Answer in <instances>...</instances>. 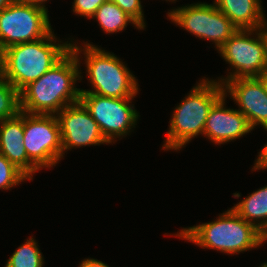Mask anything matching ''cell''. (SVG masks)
Wrapping results in <instances>:
<instances>
[{
  "label": "cell",
  "instance_id": "cell-1",
  "mask_svg": "<svg viewBox=\"0 0 267 267\" xmlns=\"http://www.w3.org/2000/svg\"><path fill=\"white\" fill-rule=\"evenodd\" d=\"M80 59L70 50L44 75L24 87L20 91L21 111L56 115L66 106L80 101L81 90L75 85L83 78Z\"/></svg>",
  "mask_w": 267,
  "mask_h": 267
},
{
  "label": "cell",
  "instance_id": "cell-2",
  "mask_svg": "<svg viewBox=\"0 0 267 267\" xmlns=\"http://www.w3.org/2000/svg\"><path fill=\"white\" fill-rule=\"evenodd\" d=\"M175 235L202 249H213L228 255L259 248L267 241L261 231L241 218L232 208L221 213L216 220L183 227Z\"/></svg>",
  "mask_w": 267,
  "mask_h": 267
},
{
  "label": "cell",
  "instance_id": "cell-3",
  "mask_svg": "<svg viewBox=\"0 0 267 267\" xmlns=\"http://www.w3.org/2000/svg\"><path fill=\"white\" fill-rule=\"evenodd\" d=\"M70 50L71 42L59 40L54 30L37 41L10 46L3 50V79L20 92L44 75Z\"/></svg>",
  "mask_w": 267,
  "mask_h": 267
},
{
  "label": "cell",
  "instance_id": "cell-4",
  "mask_svg": "<svg viewBox=\"0 0 267 267\" xmlns=\"http://www.w3.org/2000/svg\"><path fill=\"white\" fill-rule=\"evenodd\" d=\"M201 79L174 108L162 150L180 151L198 135L204 137L208 114L224 95V87L217 79Z\"/></svg>",
  "mask_w": 267,
  "mask_h": 267
},
{
  "label": "cell",
  "instance_id": "cell-5",
  "mask_svg": "<svg viewBox=\"0 0 267 267\" xmlns=\"http://www.w3.org/2000/svg\"><path fill=\"white\" fill-rule=\"evenodd\" d=\"M71 50L77 57L84 58L86 75L92 89H80V93H94L110 98H135L139 91L138 79L119 57L101 49L91 42L78 46L70 40ZM77 43V44H76ZM83 54V55H81Z\"/></svg>",
  "mask_w": 267,
  "mask_h": 267
},
{
  "label": "cell",
  "instance_id": "cell-6",
  "mask_svg": "<svg viewBox=\"0 0 267 267\" xmlns=\"http://www.w3.org/2000/svg\"><path fill=\"white\" fill-rule=\"evenodd\" d=\"M230 72L218 77L223 85L238 77H257L267 67V39L262 29H238L218 50Z\"/></svg>",
  "mask_w": 267,
  "mask_h": 267
},
{
  "label": "cell",
  "instance_id": "cell-7",
  "mask_svg": "<svg viewBox=\"0 0 267 267\" xmlns=\"http://www.w3.org/2000/svg\"><path fill=\"white\" fill-rule=\"evenodd\" d=\"M167 19L196 38L211 41L218 50L238 28L214 3L183 5L168 10Z\"/></svg>",
  "mask_w": 267,
  "mask_h": 267
},
{
  "label": "cell",
  "instance_id": "cell-8",
  "mask_svg": "<svg viewBox=\"0 0 267 267\" xmlns=\"http://www.w3.org/2000/svg\"><path fill=\"white\" fill-rule=\"evenodd\" d=\"M24 147L39 168H53L63 159L60 127L56 115L24 112Z\"/></svg>",
  "mask_w": 267,
  "mask_h": 267
},
{
  "label": "cell",
  "instance_id": "cell-9",
  "mask_svg": "<svg viewBox=\"0 0 267 267\" xmlns=\"http://www.w3.org/2000/svg\"><path fill=\"white\" fill-rule=\"evenodd\" d=\"M134 98H110L94 93H80V101L97 122L105 139L113 145L136 127L140 113Z\"/></svg>",
  "mask_w": 267,
  "mask_h": 267
},
{
  "label": "cell",
  "instance_id": "cell-10",
  "mask_svg": "<svg viewBox=\"0 0 267 267\" xmlns=\"http://www.w3.org/2000/svg\"><path fill=\"white\" fill-rule=\"evenodd\" d=\"M48 11L28 5L13 3L0 11V48L37 41L53 29Z\"/></svg>",
  "mask_w": 267,
  "mask_h": 267
},
{
  "label": "cell",
  "instance_id": "cell-11",
  "mask_svg": "<svg viewBox=\"0 0 267 267\" xmlns=\"http://www.w3.org/2000/svg\"><path fill=\"white\" fill-rule=\"evenodd\" d=\"M56 117L60 127L63 157L65 152L74 148L110 144L81 101L66 106Z\"/></svg>",
  "mask_w": 267,
  "mask_h": 267
},
{
  "label": "cell",
  "instance_id": "cell-12",
  "mask_svg": "<svg viewBox=\"0 0 267 267\" xmlns=\"http://www.w3.org/2000/svg\"><path fill=\"white\" fill-rule=\"evenodd\" d=\"M224 94L234 100L250 127H267V93L257 77H238L223 84Z\"/></svg>",
  "mask_w": 267,
  "mask_h": 267
},
{
  "label": "cell",
  "instance_id": "cell-13",
  "mask_svg": "<svg viewBox=\"0 0 267 267\" xmlns=\"http://www.w3.org/2000/svg\"><path fill=\"white\" fill-rule=\"evenodd\" d=\"M225 94L213 105L208 114L204 136L215 145H221L253 131L247 118L238 110L226 107Z\"/></svg>",
  "mask_w": 267,
  "mask_h": 267
},
{
  "label": "cell",
  "instance_id": "cell-14",
  "mask_svg": "<svg viewBox=\"0 0 267 267\" xmlns=\"http://www.w3.org/2000/svg\"><path fill=\"white\" fill-rule=\"evenodd\" d=\"M23 138L24 112L0 122V154L33 180L40 169L28 158Z\"/></svg>",
  "mask_w": 267,
  "mask_h": 267
},
{
  "label": "cell",
  "instance_id": "cell-15",
  "mask_svg": "<svg viewBox=\"0 0 267 267\" xmlns=\"http://www.w3.org/2000/svg\"><path fill=\"white\" fill-rule=\"evenodd\" d=\"M216 7L238 29H259L265 23L262 0H214Z\"/></svg>",
  "mask_w": 267,
  "mask_h": 267
},
{
  "label": "cell",
  "instance_id": "cell-16",
  "mask_svg": "<svg viewBox=\"0 0 267 267\" xmlns=\"http://www.w3.org/2000/svg\"><path fill=\"white\" fill-rule=\"evenodd\" d=\"M232 209L267 237V186L249 193Z\"/></svg>",
  "mask_w": 267,
  "mask_h": 267
},
{
  "label": "cell",
  "instance_id": "cell-17",
  "mask_svg": "<svg viewBox=\"0 0 267 267\" xmlns=\"http://www.w3.org/2000/svg\"><path fill=\"white\" fill-rule=\"evenodd\" d=\"M92 19H96L101 30L109 35L125 30L129 23L133 24L134 28L143 30L132 17L109 0L99 6Z\"/></svg>",
  "mask_w": 267,
  "mask_h": 267
},
{
  "label": "cell",
  "instance_id": "cell-18",
  "mask_svg": "<svg viewBox=\"0 0 267 267\" xmlns=\"http://www.w3.org/2000/svg\"><path fill=\"white\" fill-rule=\"evenodd\" d=\"M44 257L34 237H29L6 261L4 267H44Z\"/></svg>",
  "mask_w": 267,
  "mask_h": 267
},
{
  "label": "cell",
  "instance_id": "cell-19",
  "mask_svg": "<svg viewBox=\"0 0 267 267\" xmlns=\"http://www.w3.org/2000/svg\"><path fill=\"white\" fill-rule=\"evenodd\" d=\"M20 112V92L7 80L0 79V122Z\"/></svg>",
  "mask_w": 267,
  "mask_h": 267
},
{
  "label": "cell",
  "instance_id": "cell-20",
  "mask_svg": "<svg viewBox=\"0 0 267 267\" xmlns=\"http://www.w3.org/2000/svg\"><path fill=\"white\" fill-rule=\"evenodd\" d=\"M30 179L13 163L0 154V190H11L20 183Z\"/></svg>",
  "mask_w": 267,
  "mask_h": 267
},
{
  "label": "cell",
  "instance_id": "cell-21",
  "mask_svg": "<svg viewBox=\"0 0 267 267\" xmlns=\"http://www.w3.org/2000/svg\"><path fill=\"white\" fill-rule=\"evenodd\" d=\"M114 3L132 17L143 30H145L146 22L141 0H116Z\"/></svg>",
  "mask_w": 267,
  "mask_h": 267
},
{
  "label": "cell",
  "instance_id": "cell-22",
  "mask_svg": "<svg viewBox=\"0 0 267 267\" xmlns=\"http://www.w3.org/2000/svg\"><path fill=\"white\" fill-rule=\"evenodd\" d=\"M72 3L73 13L77 14L78 16H83L91 19L96 10L99 8L101 4H103L106 0H73Z\"/></svg>",
  "mask_w": 267,
  "mask_h": 267
},
{
  "label": "cell",
  "instance_id": "cell-23",
  "mask_svg": "<svg viewBox=\"0 0 267 267\" xmlns=\"http://www.w3.org/2000/svg\"><path fill=\"white\" fill-rule=\"evenodd\" d=\"M267 131V127L264 128ZM266 170L267 169V143L265 146L261 149L260 152H258L257 159H255L254 166L252 168L253 171L258 170Z\"/></svg>",
  "mask_w": 267,
  "mask_h": 267
},
{
  "label": "cell",
  "instance_id": "cell-24",
  "mask_svg": "<svg viewBox=\"0 0 267 267\" xmlns=\"http://www.w3.org/2000/svg\"><path fill=\"white\" fill-rule=\"evenodd\" d=\"M79 267H109L102 261H99L95 258H85L79 263Z\"/></svg>",
  "mask_w": 267,
  "mask_h": 267
},
{
  "label": "cell",
  "instance_id": "cell-25",
  "mask_svg": "<svg viewBox=\"0 0 267 267\" xmlns=\"http://www.w3.org/2000/svg\"><path fill=\"white\" fill-rule=\"evenodd\" d=\"M14 1L15 3L28 4L48 11V8L45 6L46 1L48 0H14Z\"/></svg>",
  "mask_w": 267,
  "mask_h": 267
},
{
  "label": "cell",
  "instance_id": "cell-26",
  "mask_svg": "<svg viewBox=\"0 0 267 267\" xmlns=\"http://www.w3.org/2000/svg\"><path fill=\"white\" fill-rule=\"evenodd\" d=\"M267 93V67L257 76Z\"/></svg>",
  "mask_w": 267,
  "mask_h": 267
},
{
  "label": "cell",
  "instance_id": "cell-27",
  "mask_svg": "<svg viewBox=\"0 0 267 267\" xmlns=\"http://www.w3.org/2000/svg\"><path fill=\"white\" fill-rule=\"evenodd\" d=\"M15 3L14 0H0V11L8 7L10 4Z\"/></svg>",
  "mask_w": 267,
  "mask_h": 267
},
{
  "label": "cell",
  "instance_id": "cell-28",
  "mask_svg": "<svg viewBox=\"0 0 267 267\" xmlns=\"http://www.w3.org/2000/svg\"><path fill=\"white\" fill-rule=\"evenodd\" d=\"M3 78V50L0 48V79Z\"/></svg>",
  "mask_w": 267,
  "mask_h": 267
},
{
  "label": "cell",
  "instance_id": "cell-29",
  "mask_svg": "<svg viewBox=\"0 0 267 267\" xmlns=\"http://www.w3.org/2000/svg\"><path fill=\"white\" fill-rule=\"evenodd\" d=\"M261 29H262V31L265 34V37L267 39V19L265 20V23H264V25L262 26Z\"/></svg>",
  "mask_w": 267,
  "mask_h": 267
},
{
  "label": "cell",
  "instance_id": "cell-30",
  "mask_svg": "<svg viewBox=\"0 0 267 267\" xmlns=\"http://www.w3.org/2000/svg\"><path fill=\"white\" fill-rule=\"evenodd\" d=\"M259 267H267V262H263Z\"/></svg>",
  "mask_w": 267,
  "mask_h": 267
},
{
  "label": "cell",
  "instance_id": "cell-31",
  "mask_svg": "<svg viewBox=\"0 0 267 267\" xmlns=\"http://www.w3.org/2000/svg\"><path fill=\"white\" fill-rule=\"evenodd\" d=\"M165 1H167V2L169 1V2H173V3H174V2H176L177 0H165Z\"/></svg>",
  "mask_w": 267,
  "mask_h": 267
}]
</instances>
